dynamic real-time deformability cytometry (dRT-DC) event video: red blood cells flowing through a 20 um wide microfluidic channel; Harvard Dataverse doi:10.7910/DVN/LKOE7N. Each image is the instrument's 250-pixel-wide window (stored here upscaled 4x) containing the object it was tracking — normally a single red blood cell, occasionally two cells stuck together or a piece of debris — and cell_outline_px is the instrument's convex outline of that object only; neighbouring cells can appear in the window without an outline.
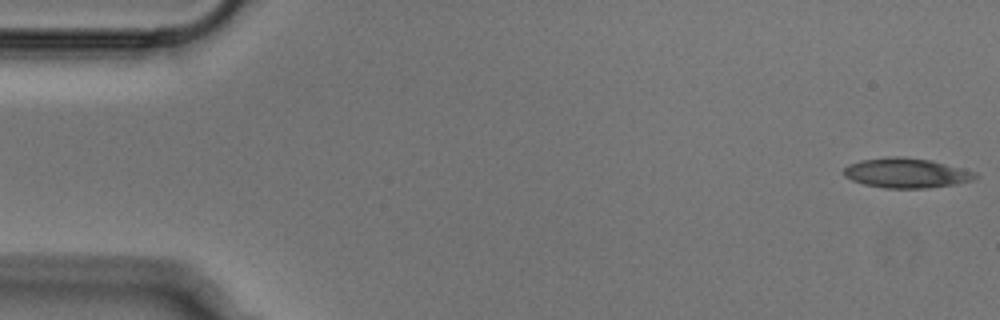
{"species": "Egyptian fruit bat (a non-hibernating species)", "species_latin": "Rousettus aegyptiacus", "temperature_condition": "cold", "stored_images_in_passage": 51, "camera_frame_rate_fps": 3000, "um_per_image_px": 0.085, "animal": {"sex": "male"}, "frame": {"image": 1, "passage_image": 1, "time_ms": 0.0, "image_size_px": [1000, 320], "cell_outline_px": [[976, 180], [956, 184], [928, 188], [884, 188], [864, 184], [852, 180], [844, 176], [840, 172], [848, 164], [860, 160], [888, 156], [900, 156], [932, 160], [976, 172]], "centroid_in_image_um": [77.01, 14.7], "position_along_channel_um": 8.0, "area_um2": 23.12}}
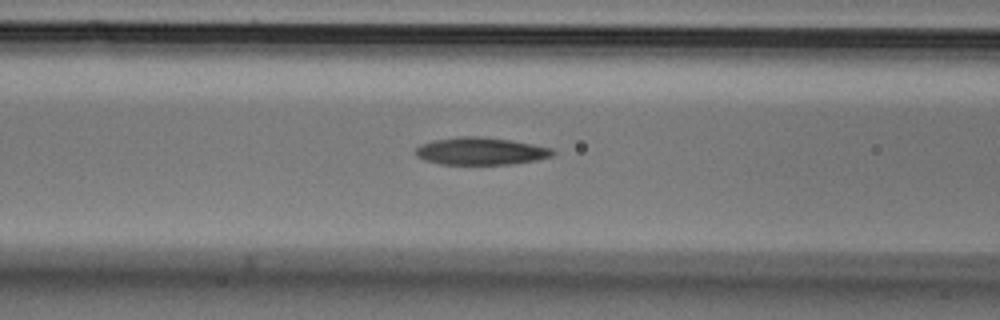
{"frame": {"image": 2, "passage_image": 20, "time_ms": 6.333, "image_size_px": [1000, 320], "cell_outline_px": [[556, 152], [552, 156], [536, 160], [512, 164], [440, 164], [424, 160], [416, 156], [412, 152], [420, 144], [432, 140], [456, 136], [480, 136], [508, 140], [532, 144], [552, 148]], "centroid_in_image_um": [40.8, 12.84], "position_along_channel_um": 125.8, "area_um2": 22.08}}
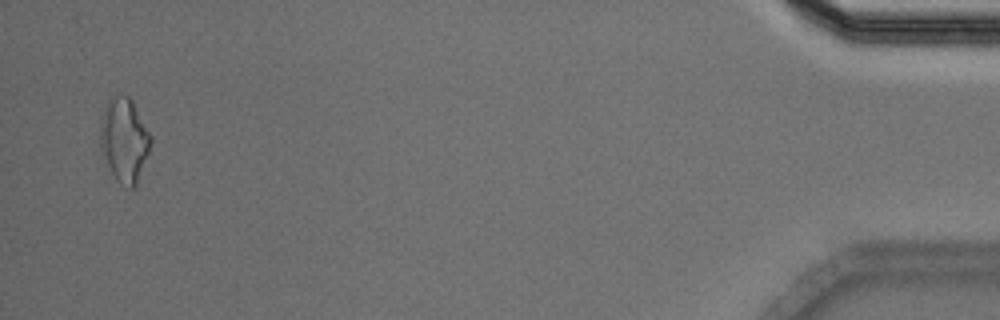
{"frame": {"image": 3, "passage_image": 50, "time_ms": 16.333, "image_size_px": [1000, 320], "cell_outline_px": [[152, 144], [136, 184], [132, 188], [128, 188], [120, 184], [116, 180], [100, 148], [100, 116], [108, 100], [112, 96], [128, 96], [132, 100], [152, 136]], "centroid_in_image_um": [10.56, 11.88], "position_along_channel_um": 424.6, "area_um2": 24.68}}